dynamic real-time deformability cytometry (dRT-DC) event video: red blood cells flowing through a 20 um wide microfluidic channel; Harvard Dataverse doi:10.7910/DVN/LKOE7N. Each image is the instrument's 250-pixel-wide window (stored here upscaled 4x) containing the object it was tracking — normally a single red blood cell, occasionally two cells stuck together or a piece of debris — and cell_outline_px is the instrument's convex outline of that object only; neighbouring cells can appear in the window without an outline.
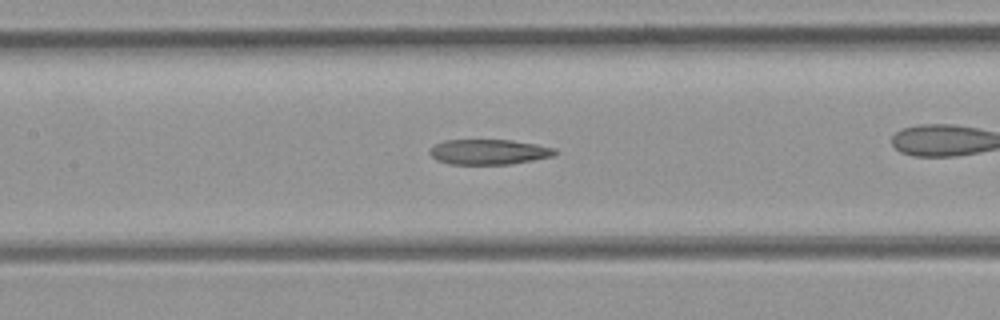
{"species": "common noctule bat (a hibernating species)", "species_latin": "Nyctalus noctula", "temperature_condition": "room temperature", "stored_images_in_passage": 41, "camera_frame_rate_fps": 3000, "um_per_image_px": 0.085, "animal": {"sex": "female", "body_mass_g": 21.9}, "frame": {"image": 1, "passage_image": 24, "time_ms": 7.667, "image_size_px": [1000, 320], "cell_outline_px": [[560, 152], [556, 156], [512, 164], [448, 164], [436, 160], [428, 152], [436, 144], [444, 140], [512, 140], [536, 144], [556, 148]], "centroid_in_image_um": [41.62, 12.92], "position_along_channel_um": 165.8, "area_um2": 18.61}}
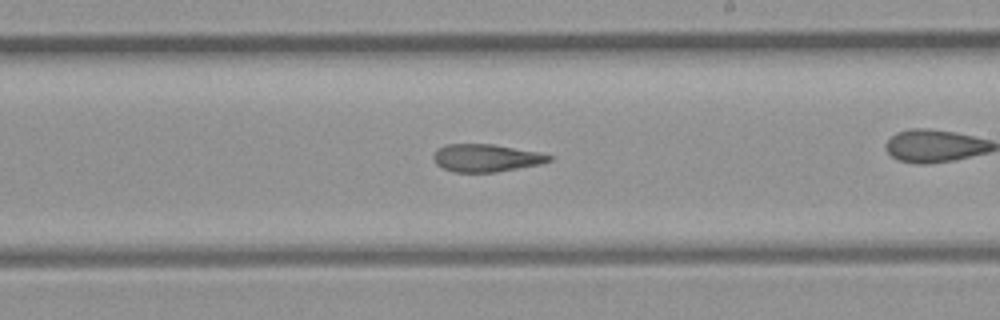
{"frame": {"image": 2, "passage_image": 30, "time_ms": 9.667, "image_size_px": [1000, 320], "cell_outline_px": [[552, 160], [540, 164], [496, 172], [456, 172], [444, 168], [436, 164], [432, 156], [436, 148], [448, 144], [492, 144], [536, 152], [552, 156]], "centroid_in_image_um": [41.27, 13.42], "position_along_channel_um": 247.7, "area_um2": 18.44}}